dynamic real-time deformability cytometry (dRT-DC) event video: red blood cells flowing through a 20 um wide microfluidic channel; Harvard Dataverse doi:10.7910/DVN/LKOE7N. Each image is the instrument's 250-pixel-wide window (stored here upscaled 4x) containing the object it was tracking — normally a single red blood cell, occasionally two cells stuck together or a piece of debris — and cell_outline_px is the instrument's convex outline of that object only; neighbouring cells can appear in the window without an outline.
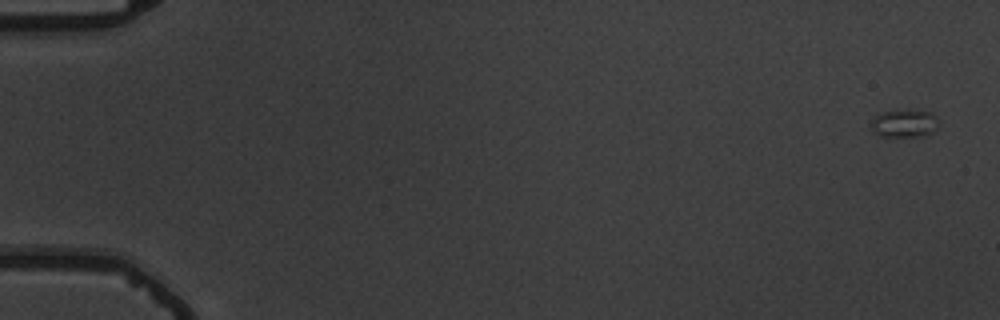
{"species": "common noctule bat (a hibernating species)", "species_latin": "Nyctalus noctula", "temperature_condition": "warm", "stored_images_in_passage": 6, "camera_frame_rate_fps": 3000, "um_per_image_px": 0.085, "animal": {"sex": "male", "body_mass_g": 19.5, "forearm_length_mm": 54.6}, "frame": {"image": 1, "passage_image": 1, "time_ms": 0.0, "image_size_px": [1000, 320], "cell_outline_px": [[936, 128], [932, 132], [924, 136], [880, 136], [872, 132], [872, 120], [880, 112], [932, 112], [936, 116]], "centroid_in_image_um": [76.84, 10.53], "position_along_channel_um": 8.2, "area_um2": 10.4}}